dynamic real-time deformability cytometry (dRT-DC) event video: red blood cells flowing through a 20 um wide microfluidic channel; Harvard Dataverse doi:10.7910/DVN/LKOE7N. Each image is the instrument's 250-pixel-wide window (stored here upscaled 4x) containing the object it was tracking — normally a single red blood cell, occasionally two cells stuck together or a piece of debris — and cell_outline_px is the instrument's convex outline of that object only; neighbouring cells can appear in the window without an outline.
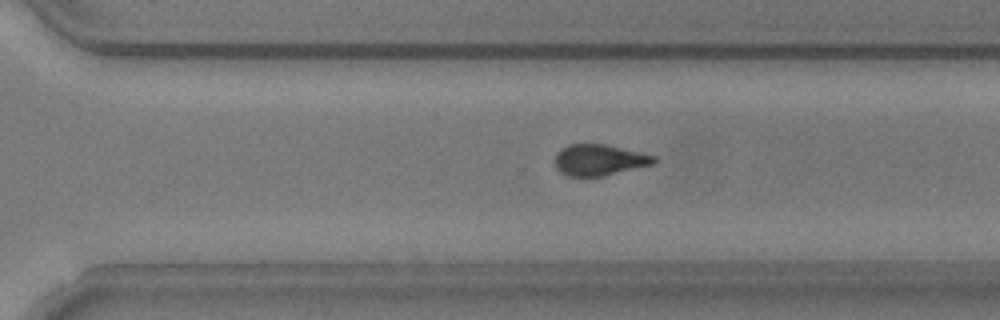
{"species": "common noctule bat (a hibernating species)", "species_latin": "Nyctalus noctula", "temperature_condition": "warm", "stored_images_in_passage": 31, "camera_frame_rate_fps": 3000, "um_per_image_px": 0.085, "animal": {"sex": "male", "body_mass_g": 20.5, "forearm_length_mm": 52.5}, "frame": {"image": 1, "passage_image": 22, "time_ms": 7.0, "image_size_px": [1000, 320], "cell_outline_px": [[656, 160], [652, 164], [604, 176], [568, 176], [560, 172], [556, 168], [552, 160], [556, 152], [560, 148], [568, 144], [604, 144], [656, 156]], "centroid_in_image_um": [50.85, 13.59], "position_along_channel_um": 319.8, "area_um2": 18.03}, "authors_computed_cell_mechanics": {"area_um2": 18.5538, "velocity_mm_per_s": 3.7455, "shape_relaxation_time_tau1_ms": 2.1821, "shape_relaxation_time_tau2_ms": 2.2904, "deformation_change_tau1": 0.1348, "deformation_change_tau2": 0.0937}}